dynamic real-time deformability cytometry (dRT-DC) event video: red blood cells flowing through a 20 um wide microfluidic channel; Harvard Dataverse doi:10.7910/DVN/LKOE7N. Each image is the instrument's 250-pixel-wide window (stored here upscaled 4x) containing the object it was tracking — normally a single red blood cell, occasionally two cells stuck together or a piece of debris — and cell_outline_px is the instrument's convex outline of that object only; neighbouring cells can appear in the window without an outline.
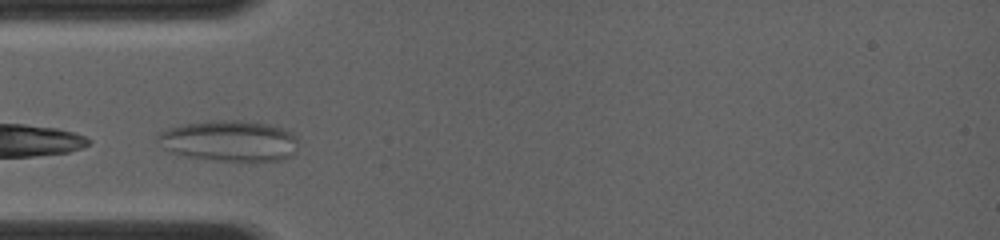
{"species": "common noctule bat (a hibernating species)", "species_latin": "Nyctalus noctula", "temperature_condition": "room temperature", "stored_images_in_passage": 2, "camera_frame_rate_fps": 4000, "um_per_image_px": 0.085, "animal": {"sex": "female", "body_mass_g": 19.0, "forearm_length_mm": 56.7}, "frame": {"image": 1, "passage_image": 1, "time_ms": 0.0, "image_size_px": [1000, 240], "cell_outline_px": [[296, 152], [292, 156], [280, 160], [212, 160], [184, 156], [172, 152], [164, 148], [156, 140], [156, 132], [168, 128], [184, 124], [208, 120], [240, 120], [268, 124], [292, 132], [296, 136]], "centroid_in_image_um": [19.45, 11.96], "position_along_channel_um": 65.5, "area_um2": 33.58}}
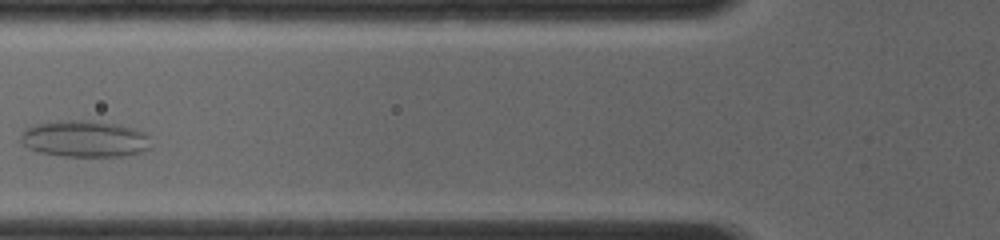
{"frame": {"image": 2, "passage_image": 2, "time_ms": 1.25, "image_size_px": [1000, 240], "cell_outline_px": [[152, 148], [132, 156], [64, 156], [40, 152], [28, 148], [20, 140], [20, 132], [32, 124], [72, 120], [92, 120], [116, 124], [136, 128], [144, 132], [148, 136]], "centroid_in_image_um": [7.24, 11.8], "position_along_channel_um": 118.6, "area_um2": 28.09}}